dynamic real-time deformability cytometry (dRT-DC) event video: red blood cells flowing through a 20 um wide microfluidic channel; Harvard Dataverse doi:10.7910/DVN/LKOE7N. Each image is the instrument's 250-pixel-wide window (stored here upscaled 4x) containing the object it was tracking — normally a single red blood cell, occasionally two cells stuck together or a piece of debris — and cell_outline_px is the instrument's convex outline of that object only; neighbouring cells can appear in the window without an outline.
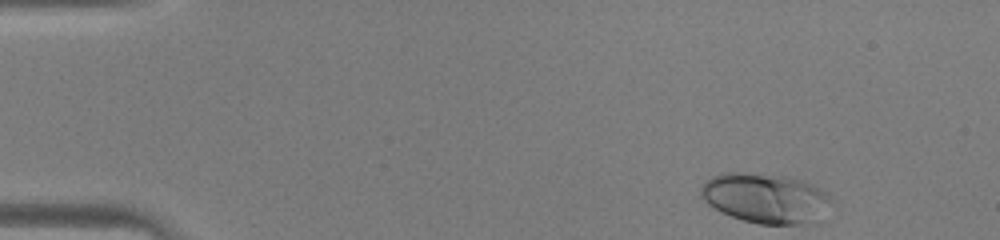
{"species": "human", "species_latin": "Homo sapiens", "temperature_condition": "warm", "stored_images_in_passage": 40, "camera_frame_rate_fps": 3000, "um_per_image_px": 0.085, "donor": {"sex": "male"}, "frame": {"image": 1, "passage_image": 1, "time_ms": 0.0, "image_size_px": [1000, 240], "cell_outline_px": [[828, 200], [800, 224], [760, 224], [744, 220], [732, 216], [708, 204], [700, 196], [700, 188], [712, 176], [720, 172], [744, 172], [784, 176], [800, 180], [812, 184], [824, 192]], "centroid_in_image_um": [64.84, 16.78], "position_along_channel_um": 20.2, "area_um2": 35.89}}
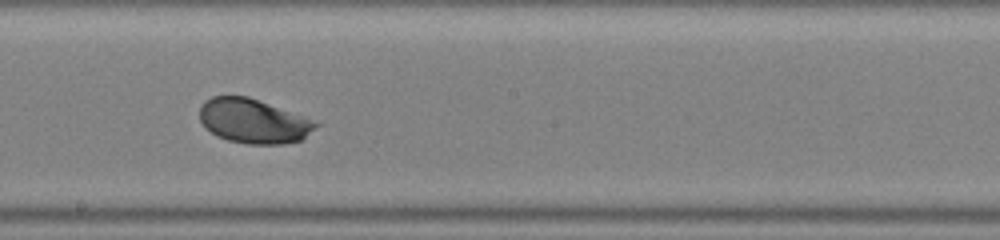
{"frame": {"image": 2, "passage_image": 21, "time_ms": 6.667, "image_size_px": [1000, 240], "cell_outline_px": [[320, 124], [300, 140], [284, 144], [248, 144], [228, 140], [216, 136], [204, 128], [200, 120], [200, 104], [204, 100], [212, 96], [248, 96], [304, 116]], "centroid_in_image_um": [21.49, 10.29], "position_along_channel_um": 226.7, "area_um2": 30.11}}
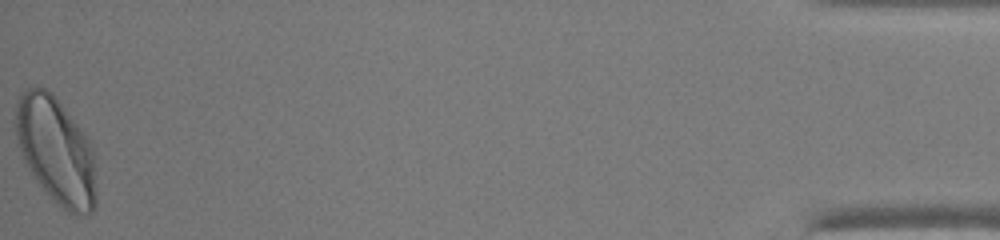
{"frame": {"image": 3, "passage_image": 40, "time_ms": 13.0, "image_size_px": [1000, 240], "cell_outline_px": [[96, 208], [92, 212], [80, 216], [76, 216], [68, 212], [40, 184], [24, 160], [16, 144], [16, 100], [20, 92], [28, 88], [44, 88], [52, 92], [56, 96], [84, 132], [92, 148], [96, 192]], "centroid_in_image_um": [4.76, 12.77], "position_along_channel_um": 430.4, "area_um2": 49.82}}